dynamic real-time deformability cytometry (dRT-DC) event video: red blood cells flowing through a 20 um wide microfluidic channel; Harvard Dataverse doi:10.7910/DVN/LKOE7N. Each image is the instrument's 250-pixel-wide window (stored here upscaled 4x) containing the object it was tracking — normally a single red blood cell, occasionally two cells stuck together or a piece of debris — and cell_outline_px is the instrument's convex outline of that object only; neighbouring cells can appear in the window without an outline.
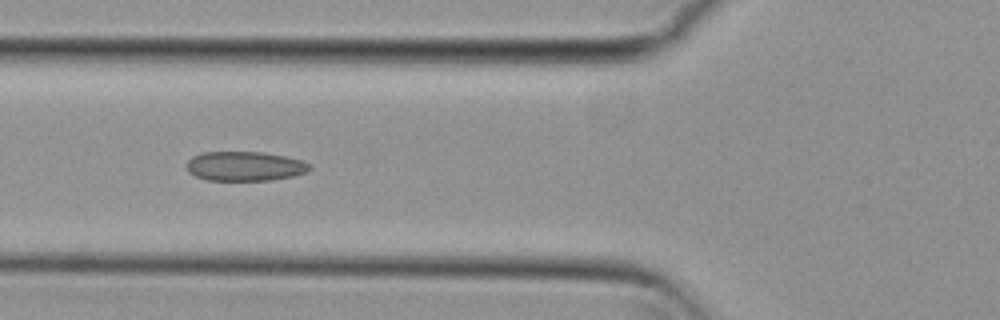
{"species": "common noctule bat (a hibernating species)", "species_latin": "Nyctalus noctula", "temperature_condition": "cold", "stored_images_in_passage": 22, "camera_frame_rate_fps": 3000, "um_per_image_px": 0.085, "animal": {"sex": "female", "body_mass_g": 29.2, "forearm_length_mm": 56.3}, "frame": {"image": 1, "passage_image": 18, "time_ms": 5.667, "image_size_px": [1000, 320], "cell_outline_px": [[312, 168], [308, 172], [292, 176], [272, 180], [208, 180], [196, 176], [188, 172], [184, 164], [192, 156], [204, 152], [264, 152], [284, 156], [300, 160], [308, 164]], "centroid_in_image_um": [20.77, 14.12], "position_along_channel_um": 105.0, "area_um2": 21.15}}
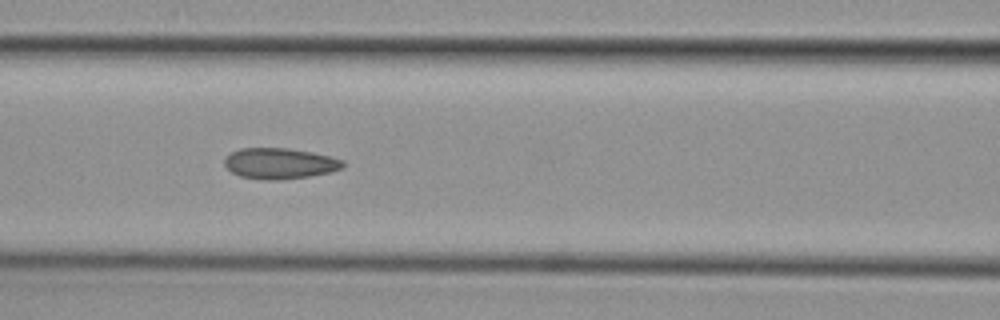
{"frame": {"image": 2, "passage_image": 21, "time_ms": 6.667, "image_size_px": [1000, 320], "cell_outline_px": [[344, 168], [332, 172], [308, 176], [280, 180], [264, 180], [240, 176], [232, 172], [224, 164], [224, 160], [232, 152], [240, 148], [288, 148], [312, 152], [344, 160]], "centroid_in_image_um": [23.8, 13.89], "position_along_channel_um": 142.8, "area_um2": 21.27}}